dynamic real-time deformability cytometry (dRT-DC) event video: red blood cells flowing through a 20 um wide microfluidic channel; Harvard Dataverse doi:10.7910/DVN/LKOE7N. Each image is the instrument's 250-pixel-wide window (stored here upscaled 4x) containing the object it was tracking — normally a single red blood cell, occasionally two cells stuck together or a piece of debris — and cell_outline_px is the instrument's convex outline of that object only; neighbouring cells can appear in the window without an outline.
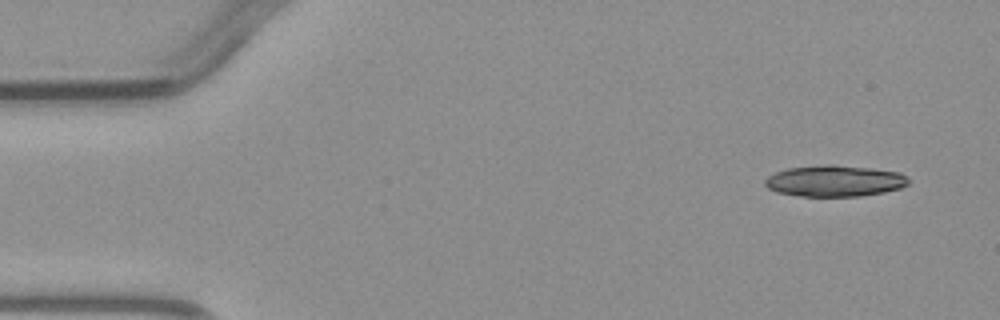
{"species": "common noctule bat (a hibernating species)", "species_latin": "Nyctalus noctula", "temperature_condition": "warm", "stored_images_in_passage": 5, "camera_frame_rate_fps": 3000, "um_per_image_px": 0.085, "animal": {"sex": "male", "body_mass_g": 23.1, "forearm_length_mm": 52.7}, "frame": {"image": 1, "passage_image": 1, "time_ms": 0.0, "image_size_px": [1000, 320], "cell_outline_px": [[912, 180], [908, 184], [900, 188], [884, 192], [860, 196], [800, 196], [776, 192], [768, 188], [764, 184], [764, 180], [768, 176], [776, 172], [788, 168], [828, 164], [832, 164], [868, 168], [900, 172]], "centroid_in_image_um": [70.95, 15.38], "position_along_channel_um": 14.0, "area_um2": 26.18}}
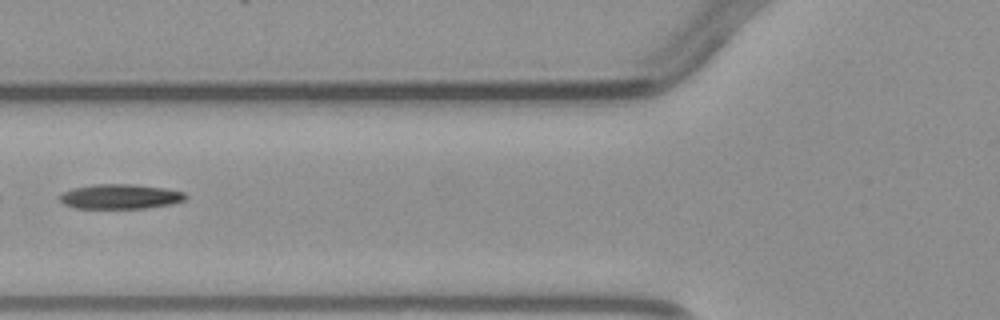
{"frame": {"image": 2, "passage_image": 5, "time_ms": 5.0, "image_size_px": [1000, 320], "cell_outline_px": [[188, 196], [184, 200], [172, 204], [148, 208], [76, 208], [64, 204], [60, 200], [60, 196], [64, 192], [72, 188], [96, 184], [136, 184], [164, 188], [184, 192]], "centroid_in_image_um": [10.25, 16.7], "position_along_channel_um": 115.5, "area_um2": 18.15}}